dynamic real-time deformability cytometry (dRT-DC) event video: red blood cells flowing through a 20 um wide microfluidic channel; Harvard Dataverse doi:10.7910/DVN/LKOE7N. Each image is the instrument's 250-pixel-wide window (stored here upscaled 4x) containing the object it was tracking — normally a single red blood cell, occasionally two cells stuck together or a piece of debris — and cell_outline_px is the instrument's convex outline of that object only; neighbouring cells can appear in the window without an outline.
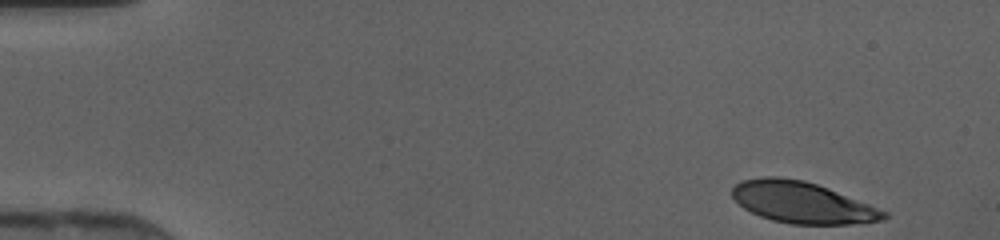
{"species": "human", "species_latin": "Homo sapiens", "temperature_condition": "cold", "stored_images_in_passage": 43, "camera_frame_rate_fps": 3000, "um_per_image_px": 0.085, "donor": {"sex": "female"}, "frame": {"image": 1, "passage_image": 1, "time_ms": 0.0, "image_size_px": [1000, 240], "cell_outline_px": [[888, 216], [884, 220], [848, 224], [792, 224], [772, 220], [760, 216], [744, 208], [732, 196], [732, 188], [740, 180], [764, 176], [776, 176], [804, 180], [828, 188], [888, 212]], "centroid_in_image_um": [68.16, 17.2], "position_along_channel_um": 16.8, "area_um2": 36.3}}
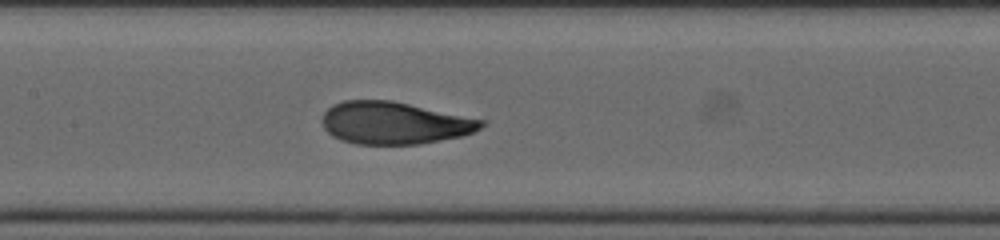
{"frame": {"image": 2, "passage_image": 20, "time_ms": 6.333, "image_size_px": [1000, 240], "cell_outline_px": [[488, 124], [472, 132], [460, 136], [420, 144], [356, 144], [340, 140], [332, 136], [324, 128], [324, 112], [332, 104], [344, 100], [392, 100], [484, 120]], "centroid_in_image_um": [33.51, 10.45], "position_along_channel_um": 173.9, "area_um2": 39.07}}
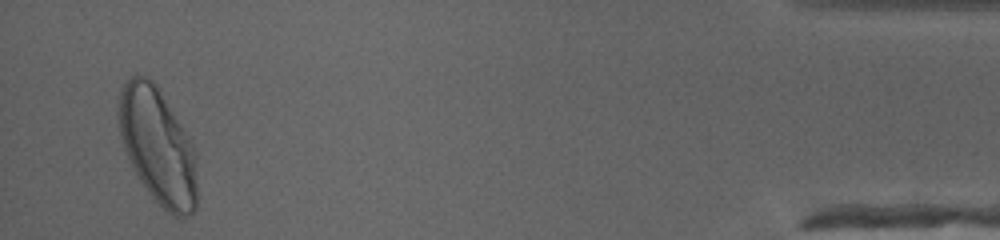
{"frame": {"image": 3, "passage_image": 42, "time_ms": 13.667, "image_size_px": [1000, 240], "cell_outline_px": [[196, 208], [192, 212], [184, 216], [172, 216], [148, 192], [132, 168], [124, 148], [120, 136], [116, 112], [116, 104], [120, 88], [124, 80], [136, 72], [148, 76], [156, 84], [192, 144], [196, 156]], "centroid_in_image_um": [13.34, 12.34], "position_along_channel_um": 421.9, "area_um2": 53.35}}